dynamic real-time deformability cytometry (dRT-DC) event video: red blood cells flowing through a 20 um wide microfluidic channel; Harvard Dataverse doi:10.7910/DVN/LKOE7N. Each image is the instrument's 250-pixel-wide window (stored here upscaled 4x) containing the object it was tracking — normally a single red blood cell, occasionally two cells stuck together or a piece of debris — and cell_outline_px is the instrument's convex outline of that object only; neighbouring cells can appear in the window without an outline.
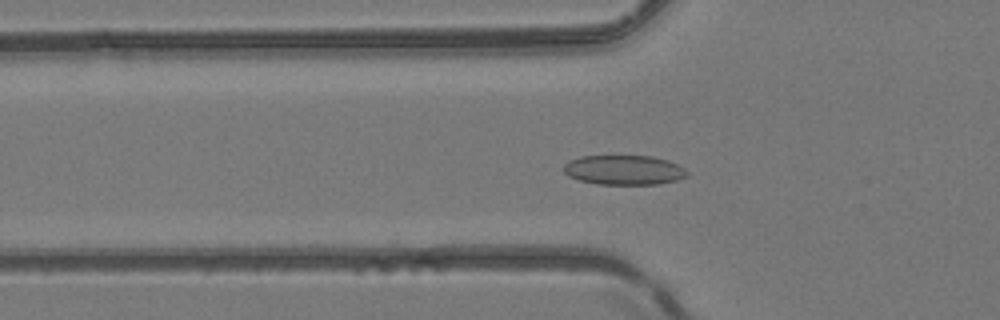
{"species": "common noctule bat (a hibernating species)", "species_latin": "Nyctalus noctula", "temperature_condition": "room temperature", "stored_images_in_passage": 36, "camera_frame_rate_fps": 3000, "um_per_image_px": 0.085, "animal": {"sex": "female", "body_mass_g": 24.6, "forearm_length_mm": 56.2}, "frame": {"image": 1, "passage_image": 9, "time_ms": 2.667, "image_size_px": [1000, 320], "cell_outline_px": [[688, 176], [676, 180], [656, 184], [596, 184], [580, 180], [568, 176], [564, 172], [564, 164], [580, 156], [652, 156], [668, 160], [684, 168], [688, 172]], "centroid_in_image_um": [53.04, 14.45], "position_along_channel_um": 72.8, "area_um2": 21.21}}
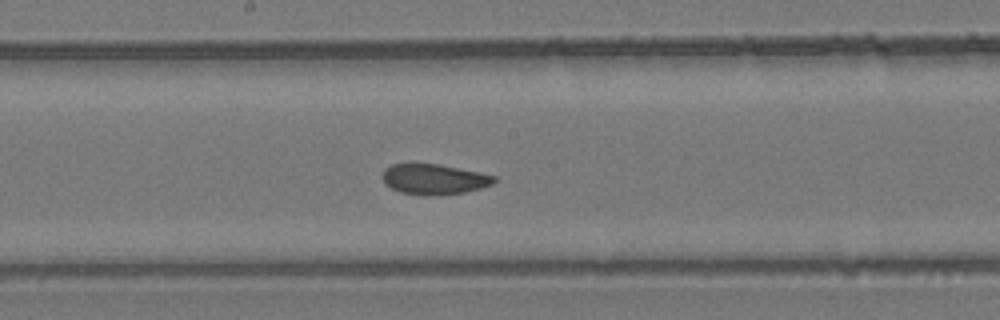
{"frame": {"image": 2, "passage_image": 19, "time_ms": 6.0, "image_size_px": [1000, 320], "cell_outline_px": [[496, 180], [492, 184], [480, 188], [464, 192], [440, 196], [424, 196], [400, 192], [392, 188], [384, 180], [384, 168], [392, 164], [440, 164], [480, 172], [496, 176]], "centroid_in_image_um": [36.93, 15.24], "position_along_channel_um": 211.3, "area_um2": 19.77}}
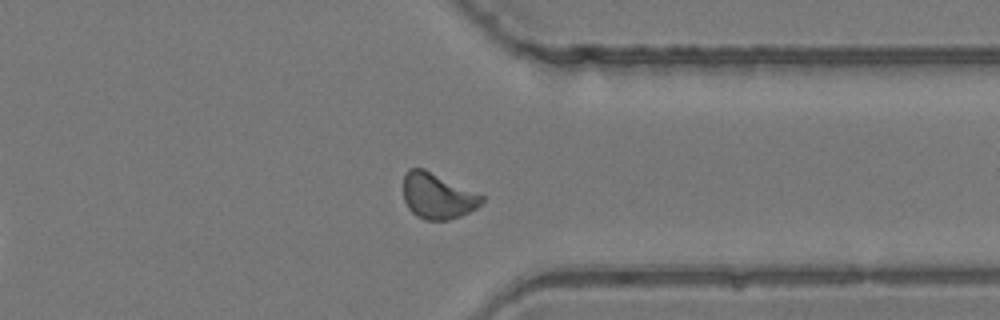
{"frame": {"image": 3, "passage_image": 31, "time_ms": 10.0, "image_size_px": [1000, 320], "cell_outline_px": [[484, 200], [476, 208], [460, 216], [448, 220], [424, 220], [416, 216], [408, 208], [404, 200], [404, 176], [408, 168], [424, 168], [484, 196]], "centroid_in_image_um": [37.17, 16.66], "position_along_channel_um": 374.2, "area_um2": 20.81}, "authors_computed_cell_mechanics": {"area_um2": 20.4323, "velocity_mm_per_s": 4.136, "shape_relaxation_time_tau1_ms": null, "shape_relaxation_time_tau2_ms": 1.9444, "deformation_change_tau1": null, "deformation_change_tau2": 0.0555}}